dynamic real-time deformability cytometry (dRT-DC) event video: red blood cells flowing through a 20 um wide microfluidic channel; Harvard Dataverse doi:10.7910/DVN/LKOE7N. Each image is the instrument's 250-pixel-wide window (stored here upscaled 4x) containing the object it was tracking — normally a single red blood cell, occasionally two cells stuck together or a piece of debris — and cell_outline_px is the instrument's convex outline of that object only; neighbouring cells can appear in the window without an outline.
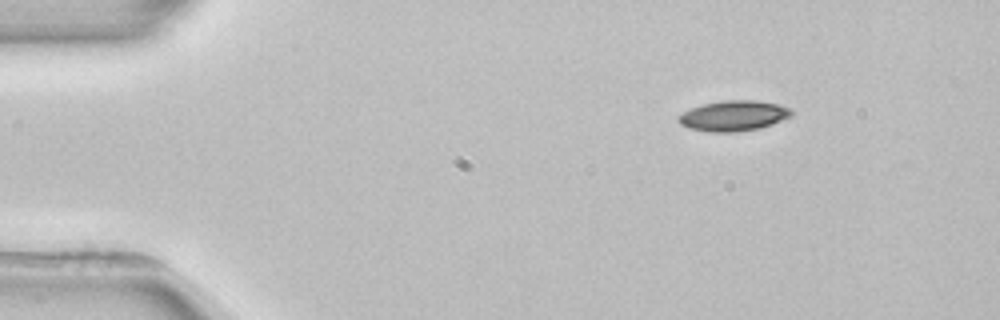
{"species": "common noctule bat (a hibernating species)", "species_latin": "Nyctalus noctula", "temperature_condition": "room temperature", "stored_images_in_passage": 2, "camera_frame_rate_fps": 3000, "um_per_image_px": 0.085, "animal": {"sex": "female", "body_mass_g": 22.7, "forearm_length_mm": 54.2}, "frame": {"image": 1, "passage_image": 1, "time_ms": 0.0, "image_size_px": [1000, 320], "cell_outline_px": [[792, 116], [772, 124], [760, 128], [736, 132], [708, 132], [688, 128], [680, 124], [676, 120], [684, 112], [692, 108], [704, 104], [724, 100], [756, 100], [780, 104], [792, 108]], "centroid_in_image_um": [62.39, 9.84], "position_along_channel_um": 22.6, "area_um2": 20.11}}